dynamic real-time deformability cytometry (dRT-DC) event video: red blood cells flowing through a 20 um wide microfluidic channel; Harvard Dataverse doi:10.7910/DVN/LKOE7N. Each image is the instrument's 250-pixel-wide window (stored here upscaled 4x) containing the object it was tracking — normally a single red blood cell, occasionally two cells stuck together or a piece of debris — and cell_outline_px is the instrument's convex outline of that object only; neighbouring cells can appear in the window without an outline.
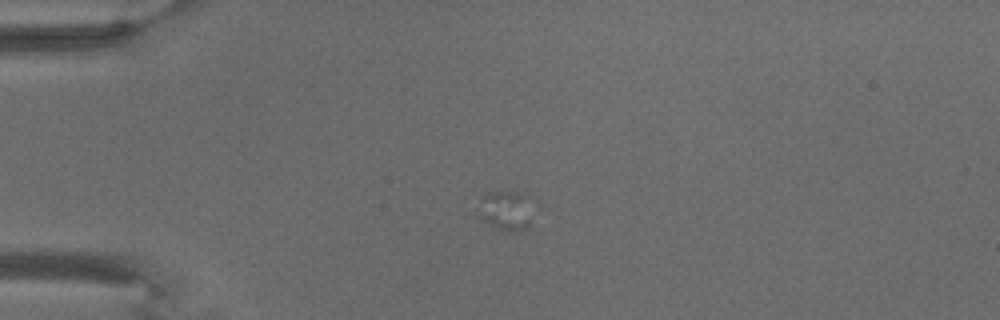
{"species": "common noctule bat (a hibernating species)", "species_latin": "Nyctalus noctula", "temperature_condition": "warm", "stored_images_in_passage": 8, "camera_frame_rate_fps": 3000, "um_per_image_px": 0.085, "animal": {"sex": "male", "body_mass_g": 18.8}, "frame": {"image": 1, "passage_image": 4, "time_ms": 4.667, "image_size_px": [1000, 320], "cell_outline_px": [[540, 208], [528, 228], [512, 232], [496, 228], [480, 220], [480, 200], [488, 192], [528, 192], [540, 204]], "centroid_in_image_um": [43.24, 17.87], "position_along_channel_um": 41.8, "area_um2": 13.99}}
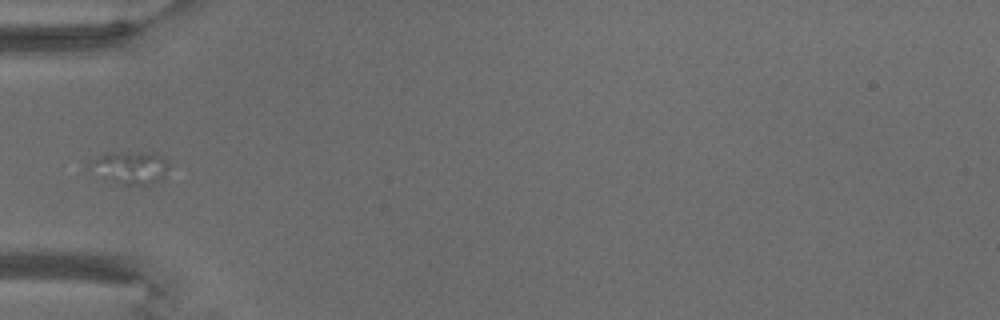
{"frame": {"image": 2, "passage_image": 6, "time_ms": 7.0, "image_size_px": [1000, 320], "cell_outline_px": [[168, 168], [160, 180], [152, 184], [124, 184], [112, 180], [88, 164], [92, 160], [104, 152], [156, 152], [168, 164]], "centroid_in_image_um": [11.14, 14.19], "position_along_channel_um": 73.9, "area_um2": 14.39}}
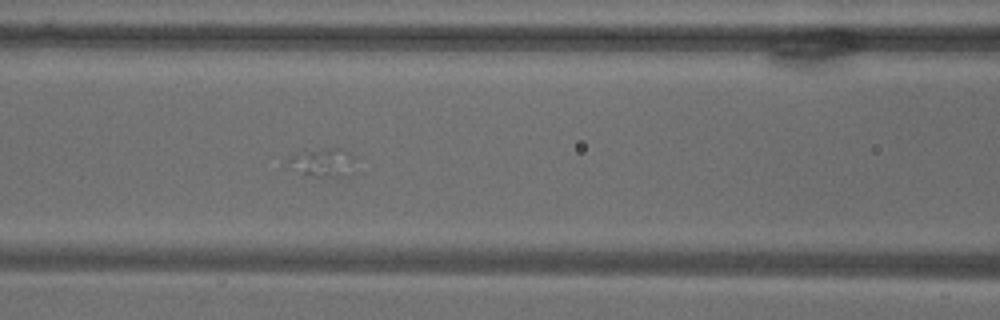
{"frame": {"image": 3, "passage_image": 8, "time_ms": 9.333, "image_size_px": [1000, 320], "cell_outline_px": [[356, 156], [352, 172], [348, 176], [304, 176], [288, 160], [288, 156], [296, 152], [328, 148], [340, 148]], "centroid_in_image_um": [27.51, 13.8], "position_along_channel_um": 139.1, "area_um2": 11.16}}